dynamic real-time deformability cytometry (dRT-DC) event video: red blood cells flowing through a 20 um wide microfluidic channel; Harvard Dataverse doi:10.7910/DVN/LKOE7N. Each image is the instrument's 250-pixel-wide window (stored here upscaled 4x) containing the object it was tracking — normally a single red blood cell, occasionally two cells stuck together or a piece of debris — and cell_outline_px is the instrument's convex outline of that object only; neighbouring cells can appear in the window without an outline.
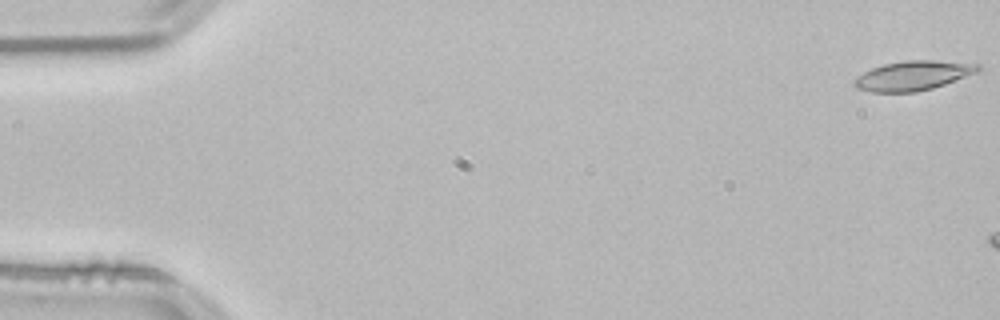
{"species": "common noctule bat (a hibernating species)", "species_latin": "Nyctalus noctula", "temperature_condition": "room temperature", "stored_images_in_passage": 7, "camera_frame_rate_fps": 3000, "um_per_image_px": 0.085, "animal": {"sex": "male", "body_mass_g": 21.5, "forearm_length_mm": 52.0}, "frame": {"image": 1, "passage_image": 1, "time_ms": 0.0, "image_size_px": [1000, 320], "cell_outline_px": [[980, 68], [976, 72], [944, 84], [932, 88], [916, 92], [872, 92], [856, 88], [852, 84], [864, 72], [872, 68], [884, 64], [908, 60], [932, 60], [980, 64]], "centroid_in_image_um": [77.59, 6.43], "position_along_channel_um": 7.4, "area_um2": 20.87}}